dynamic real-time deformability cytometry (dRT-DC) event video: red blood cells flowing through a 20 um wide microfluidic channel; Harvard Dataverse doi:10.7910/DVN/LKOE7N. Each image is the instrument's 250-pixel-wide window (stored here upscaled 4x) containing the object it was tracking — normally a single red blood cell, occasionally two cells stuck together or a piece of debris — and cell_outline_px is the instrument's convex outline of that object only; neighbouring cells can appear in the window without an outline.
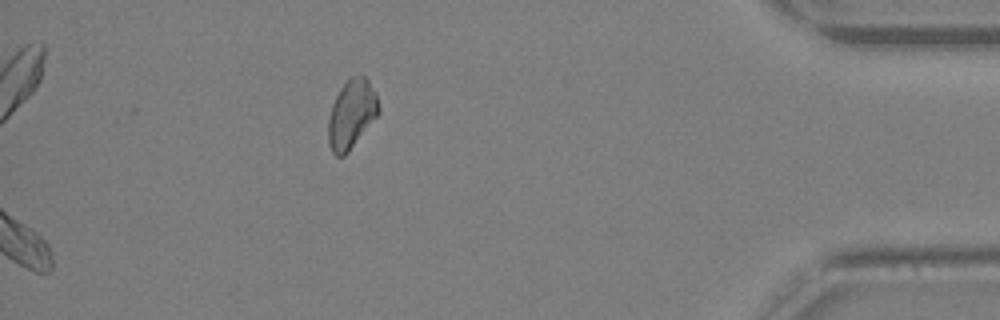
{"species": "Egyptian fruit bat (a non-hibernating species)", "species_latin": "Rousettus aegyptiacus", "temperature_condition": "warm", "stored_images_in_passage": 25, "camera_frame_rate_fps": 3000, "um_per_image_px": 0.085, "animal": {"sex": "female"}, "frame": {"image": 1, "passage_image": 25, "time_ms": 8.0, "image_size_px": [1000, 320], "cell_outline_px": [[380, 112], [348, 152], [344, 156], [336, 156], [332, 152], [328, 144], [328, 120], [332, 104], [340, 88], [352, 76], [364, 76], [368, 80], [376, 92], [380, 108]], "centroid_in_image_um": [29.88, 9.71], "position_along_channel_um": 405.3, "area_um2": 20.11}}